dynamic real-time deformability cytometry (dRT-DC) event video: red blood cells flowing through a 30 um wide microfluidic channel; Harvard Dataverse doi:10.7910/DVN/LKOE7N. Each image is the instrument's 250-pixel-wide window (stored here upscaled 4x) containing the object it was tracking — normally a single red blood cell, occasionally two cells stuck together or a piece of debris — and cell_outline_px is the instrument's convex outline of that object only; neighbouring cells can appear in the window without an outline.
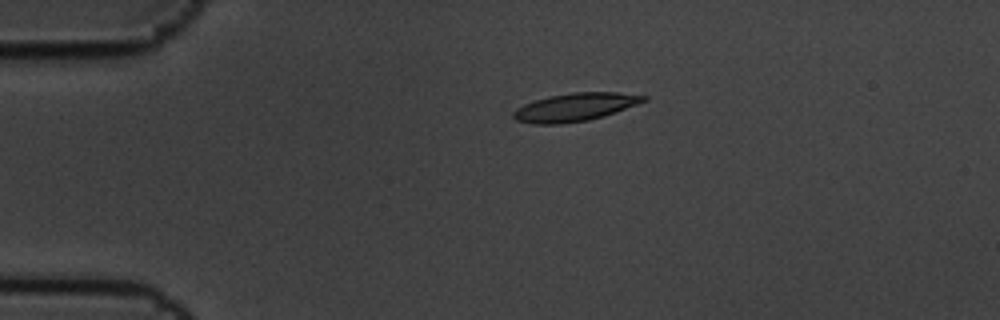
{"species": "common noctule bat (a hibernating species)", "species_latin": "Nyctalus noctula", "temperature_condition": "cold", "stored_images_in_passage": 6, "camera_frame_rate_fps": 3000, "um_per_image_px": 0.085, "animal": {"sex": "male", "body_mass_g": 19.5, "forearm_length_mm": 54.6}, "frame": {"image": 1, "passage_image": 4, "time_ms": 1.0, "image_size_px": [1000, 320], "cell_outline_px": [[648, 100], [604, 116], [588, 120], [560, 124], [532, 124], [516, 120], [512, 116], [512, 112], [516, 108], [524, 104], [548, 96], [572, 92], [616, 92], [648, 96]], "centroid_in_image_um": [48.86, 9.1], "position_along_channel_um": 36.1, "area_um2": 21.33}}
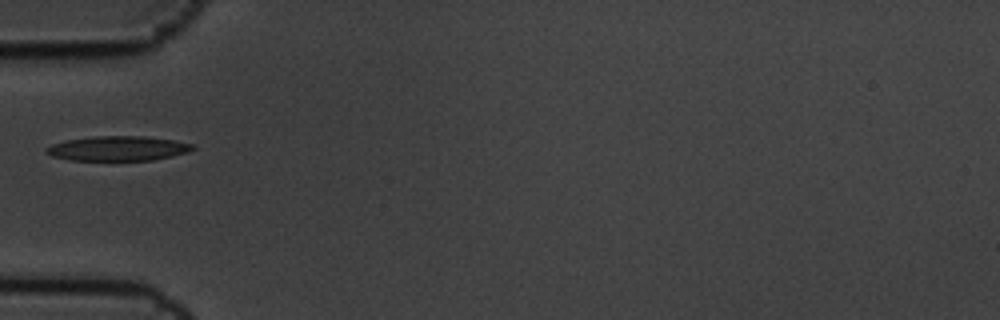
{"frame": {"image": 2, "passage_image": 6, "time_ms": 1.667, "image_size_px": [1000, 320], "cell_outline_px": [[196, 148], [188, 152], [172, 156], [152, 160], [72, 160], [52, 156], [44, 152], [44, 148], [52, 144], [64, 140], [92, 136], [144, 136], [172, 140], [196, 144]], "centroid_in_image_um": [10.01, 12.61], "position_along_channel_um": 75.0, "area_um2": 21.21}}